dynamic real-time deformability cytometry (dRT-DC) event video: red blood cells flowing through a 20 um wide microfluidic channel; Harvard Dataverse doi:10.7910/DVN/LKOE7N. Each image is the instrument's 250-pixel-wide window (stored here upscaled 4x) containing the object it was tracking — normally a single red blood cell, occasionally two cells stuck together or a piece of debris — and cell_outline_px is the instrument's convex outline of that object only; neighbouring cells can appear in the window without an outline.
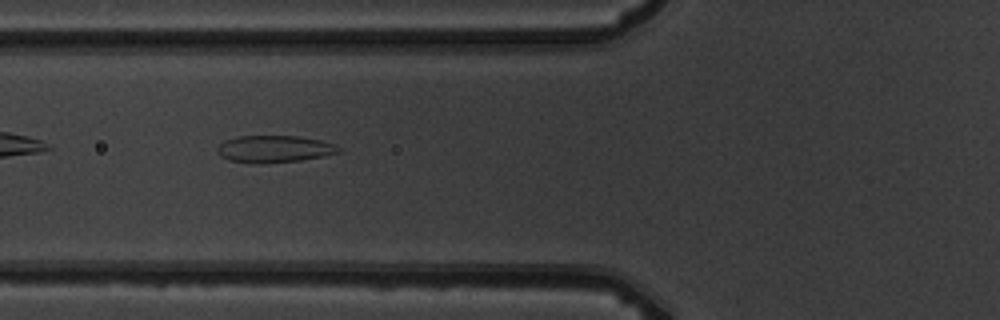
{"species": "common noctule bat (a hibernating species)", "species_latin": "Nyctalus noctula", "temperature_condition": "warm", "stored_images_in_passage": 5, "camera_frame_rate_fps": 3000, "um_per_image_px": 0.085, "animal": {"sex": "male", "body_mass_g": 19.5, "forearm_length_mm": 54.6}, "frame": {"image": 1, "passage_image": 4, "time_ms": 3.333, "image_size_px": [1000, 320], "cell_outline_px": [[340, 152], [324, 156], [300, 160], [260, 164], [252, 164], [228, 160], [220, 156], [216, 152], [216, 148], [224, 140], [236, 136], [300, 136], [320, 140], [336, 144], [340, 148]], "centroid_in_image_um": [23.28, 12.67], "position_along_channel_um": 102.5, "area_um2": 19.42}}
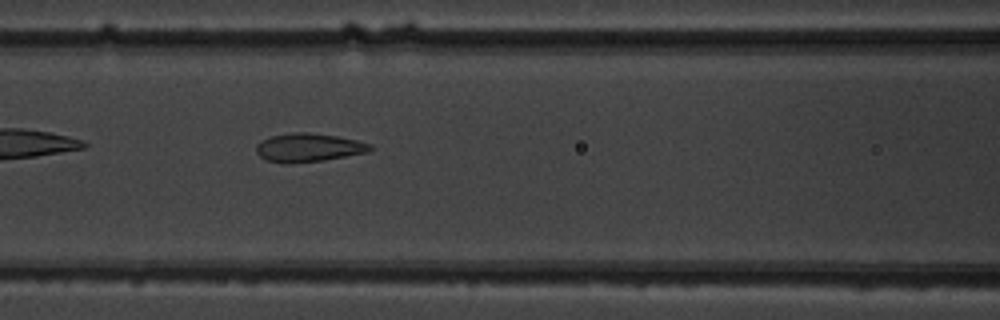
{"frame": {"image": 2, "passage_image": 5, "time_ms": 4.333, "image_size_px": [1000, 320], "cell_outline_px": [[376, 148], [368, 152], [324, 160], [292, 164], [284, 164], [268, 160], [260, 156], [256, 152], [256, 144], [272, 136], [292, 132], [308, 132], [336, 136], [356, 140], [372, 144]], "centroid_in_image_um": [26.25, 12.55], "position_along_channel_um": 140.3, "area_um2": 19.02}}